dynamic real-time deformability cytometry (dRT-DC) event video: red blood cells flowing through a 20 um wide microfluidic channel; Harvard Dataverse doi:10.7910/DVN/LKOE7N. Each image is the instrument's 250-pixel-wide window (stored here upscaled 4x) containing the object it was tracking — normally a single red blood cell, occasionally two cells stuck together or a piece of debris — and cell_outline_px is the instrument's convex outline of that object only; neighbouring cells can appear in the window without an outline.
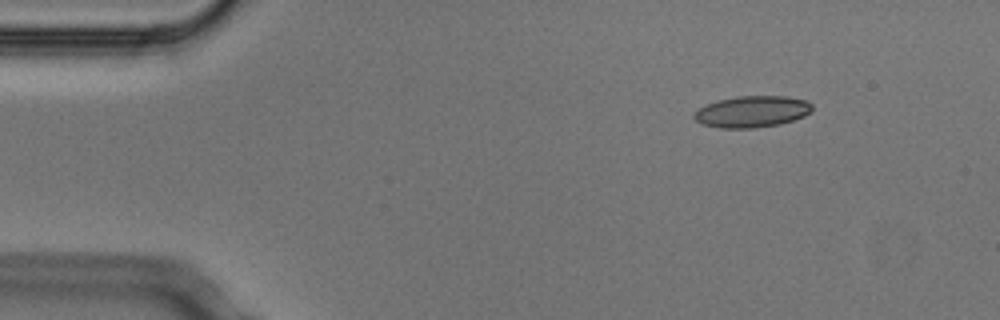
{"species": "Egyptian fruit bat (a non-hibernating species)", "species_latin": "Rousettus aegyptiacus", "temperature_condition": "cold", "stored_images_in_passage": 4, "segment_of_instrument_passage": [1, 2], "camera_frame_rate_fps": 3000, "um_per_image_px": 0.085, "animal": {"sex": "male"}, "frame": {"image": 1, "passage_image": 1, "time_ms": 0.0, "image_size_px": [1000, 320], "cell_outline_px": [[812, 112], [804, 116], [780, 124], [752, 128], [720, 128], [704, 124], [696, 120], [692, 116], [700, 108], [708, 104], [720, 100], [740, 96], [788, 96], [808, 100], [812, 104]], "centroid_in_image_um": [63.99, 9.48], "position_along_channel_um": 21.0, "area_um2": 21.5}}